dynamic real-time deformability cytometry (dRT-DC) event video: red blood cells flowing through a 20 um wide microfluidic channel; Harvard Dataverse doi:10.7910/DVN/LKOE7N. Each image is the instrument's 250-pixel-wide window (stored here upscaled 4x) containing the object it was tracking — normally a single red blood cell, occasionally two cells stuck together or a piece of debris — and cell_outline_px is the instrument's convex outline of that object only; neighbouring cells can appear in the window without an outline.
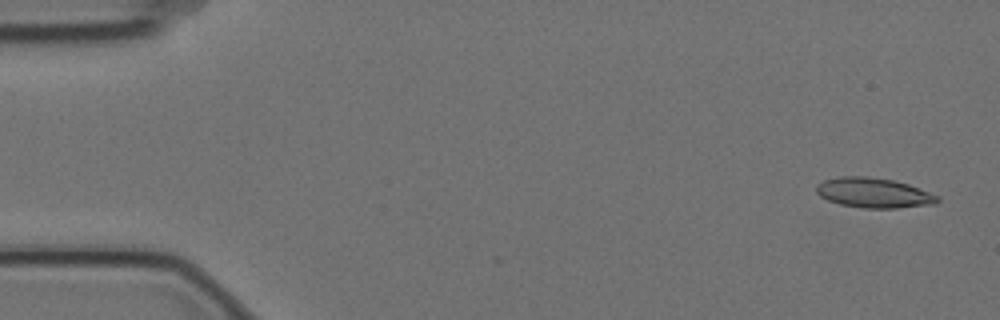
{"species": "Egyptian fruit bat (a non-hibernating species)", "species_latin": "Rousettus aegyptiacus", "temperature_condition": "cold", "stored_images_in_passage": 6, "segment_of_instrument_passage": [1, 2], "camera_frame_rate_fps": 3000, "um_per_image_px": 0.085, "animal": {"sex": "female"}, "frame": {"image": 1, "passage_image": 1, "time_ms": 0.0, "image_size_px": [1000, 320], "cell_outline_px": [[940, 200], [936, 204], [896, 208], [864, 208], [840, 204], [828, 200], [820, 196], [816, 192], [816, 184], [824, 180], [840, 176], [868, 176], [892, 180], [908, 184], [940, 196]], "centroid_in_image_um": [74.27, 16.39], "position_along_channel_um": 10.7, "area_um2": 21.21}}
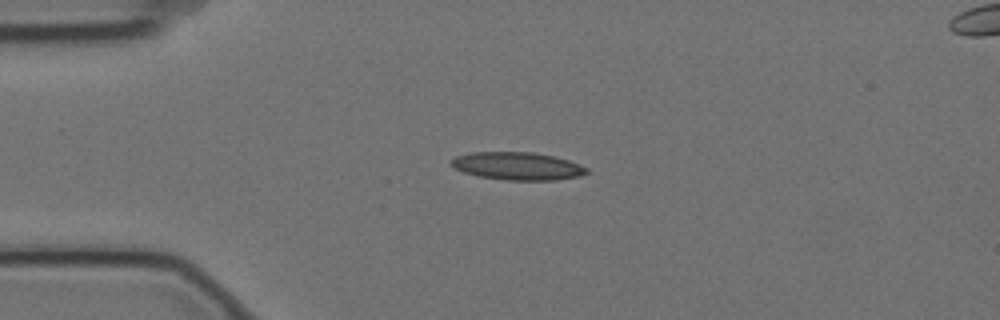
{"frame": {"image": 2, "passage_image": 4, "time_ms": 1.0, "image_size_px": [1000, 320], "cell_outline_px": [[588, 172], [580, 176], [556, 180], [504, 180], [480, 176], [464, 172], [456, 168], [448, 160], [456, 156], [472, 152], [532, 152], [556, 156], [568, 160], [588, 168]], "centroid_in_image_um": [44.0, 14.11], "position_along_channel_um": 41.0, "area_um2": 21.91}}